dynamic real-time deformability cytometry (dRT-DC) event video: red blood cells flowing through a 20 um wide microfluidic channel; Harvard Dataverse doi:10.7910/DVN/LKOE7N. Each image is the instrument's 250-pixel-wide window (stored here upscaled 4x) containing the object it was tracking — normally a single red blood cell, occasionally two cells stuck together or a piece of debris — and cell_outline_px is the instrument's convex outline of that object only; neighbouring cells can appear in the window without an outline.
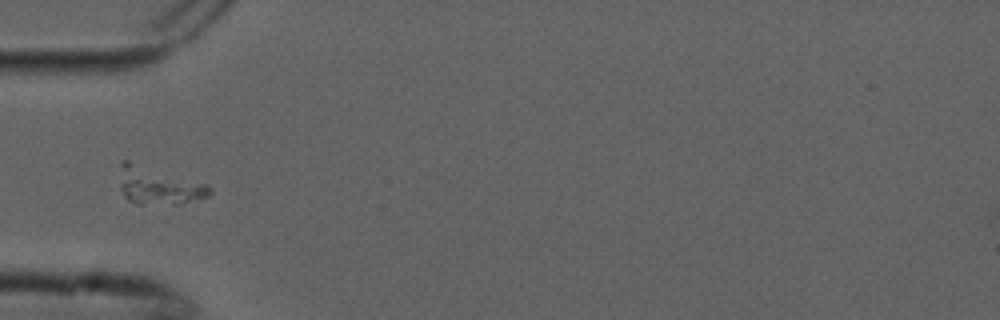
{"species": "common noctule bat (a hibernating species)", "species_latin": "Nyctalus noctula", "temperature_condition": "cold", "stored_images_in_passage": 9, "camera_frame_rate_fps": 3000, "um_per_image_px": 0.085, "animal": {"sex": "male", "forearm_length_mm": 52.5}, "frame": {"image": 1, "passage_image": 6, "time_ms": 1.667, "image_size_px": [1000, 320], "cell_outline_px": [[212, 192], [208, 196], [180, 204], [136, 204], [128, 200], [124, 196], [120, 188], [120, 164], [124, 160], [128, 160], [204, 184], [212, 188]], "centroid_in_image_um": [13.42, 15.8], "position_along_channel_um": 71.6, "area_um2": 19.36}}
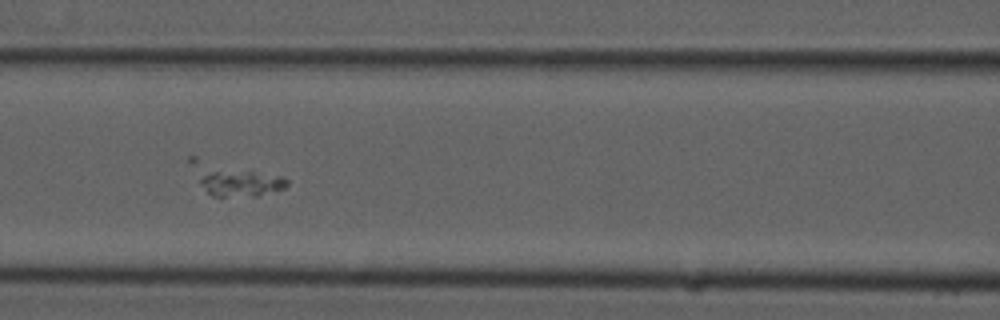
{"frame": {"image": 2, "passage_image": 8, "time_ms": 2.333, "image_size_px": [1000, 320], "cell_outline_px": [[288, 184], [284, 188], [256, 196], [212, 196], [200, 184], [200, 180], [204, 176], [212, 172], [252, 172], [284, 176], [288, 180]], "centroid_in_image_um": [20.57, 15.61], "position_along_channel_um": 146.0, "area_um2": 12.72}}
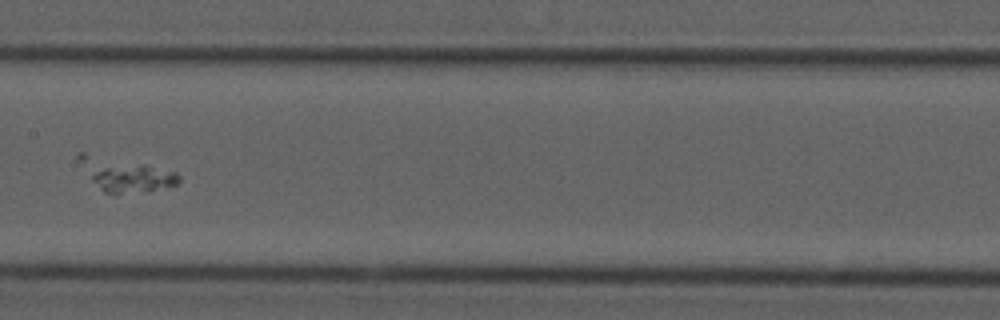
{"frame": {"image": 3, "passage_image": 9, "time_ms": 2.667, "image_size_px": [1000, 320], "cell_outline_px": [[180, 180], [176, 184], [148, 192], [116, 196], [104, 192], [92, 180], [92, 176], [96, 172], [104, 168], [144, 164], [176, 172], [180, 176]], "centroid_in_image_um": [11.39, 15.25], "position_along_channel_um": 196.0, "area_um2": 14.39}}